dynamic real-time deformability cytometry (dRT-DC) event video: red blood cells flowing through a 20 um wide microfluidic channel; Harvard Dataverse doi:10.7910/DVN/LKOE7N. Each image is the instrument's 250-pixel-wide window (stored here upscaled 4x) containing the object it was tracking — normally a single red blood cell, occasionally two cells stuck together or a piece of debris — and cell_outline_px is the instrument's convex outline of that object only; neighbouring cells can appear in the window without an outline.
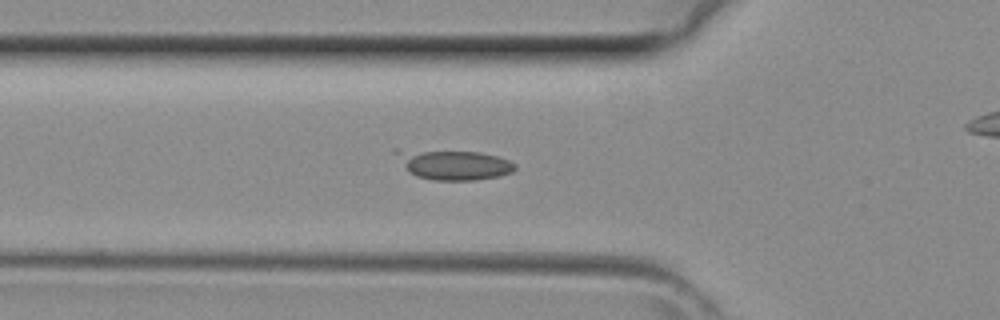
{"species": "common noctule bat (a hibernating species)", "species_latin": "Nyctalus noctula", "temperature_condition": "room temperature", "stored_images_in_passage": 28, "camera_frame_rate_fps": 3000, "um_per_image_px": 0.085, "animal": {"sex": "female", "body_mass_g": 29.2, "forearm_length_mm": 56.3}, "frame": {"image": 1, "passage_image": 9, "time_ms": 2.667, "image_size_px": [1000, 320], "cell_outline_px": [[516, 168], [512, 172], [500, 176], [476, 180], [436, 180], [416, 176], [392, 152], [396, 148], [400, 148], [480, 152], [496, 156], [508, 160], [516, 164]], "centroid_in_image_um": [38.55, 13.97], "position_along_channel_um": 87.3, "area_um2": 20.87}}
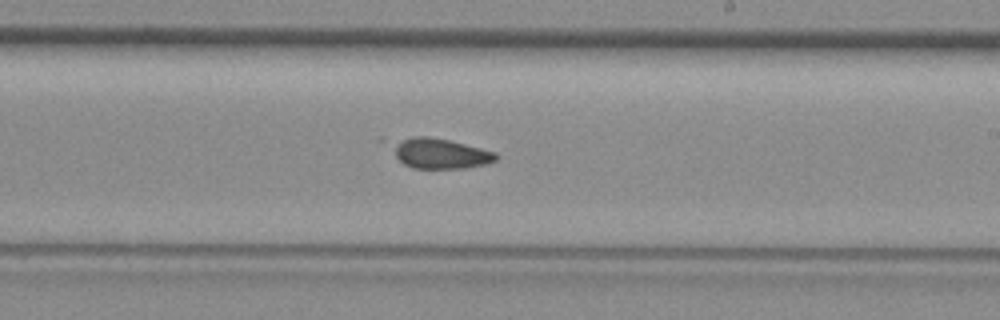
{"frame": {"image": 2, "passage_image": 19, "time_ms": 6.0, "image_size_px": [1000, 320], "cell_outline_px": [[500, 156], [496, 160], [484, 164], [464, 168], [412, 168], [404, 164], [396, 156], [396, 144], [404, 140], [416, 136], [428, 136], [448, 140], [496, 152]], "centroid_in_image_um": [37.51, 13.06], "position_along_channel_um": 251.5, "area_um2": 17.57}}
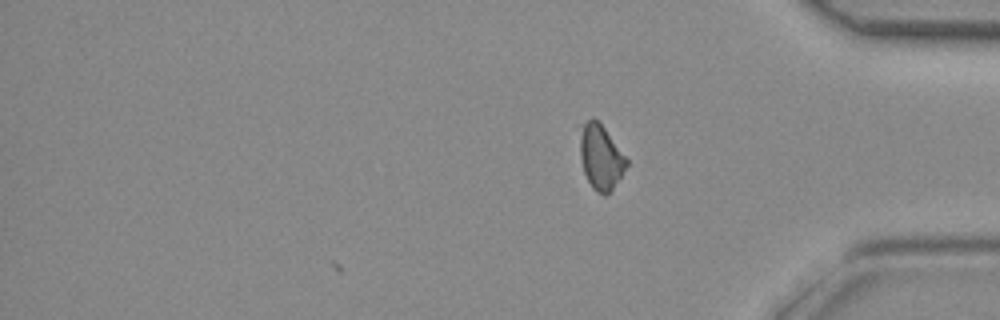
{"frame": {"image": 3, "passage_image": 28, "time_ms": 9.0, "image_size_px": [1000, 320], "cell_outline_px": [[628, 164], [612, 188], [604, 196], [596, 192], [592, 188], [584, 172], [580, 156], [580, 136], [584, 124], [592, 116], [604, 128], [628, 160]], "centroid_in_image_um": [51.05, 13.37], "position_along_channel_um": 384.1, "area_um2": 17.05}}